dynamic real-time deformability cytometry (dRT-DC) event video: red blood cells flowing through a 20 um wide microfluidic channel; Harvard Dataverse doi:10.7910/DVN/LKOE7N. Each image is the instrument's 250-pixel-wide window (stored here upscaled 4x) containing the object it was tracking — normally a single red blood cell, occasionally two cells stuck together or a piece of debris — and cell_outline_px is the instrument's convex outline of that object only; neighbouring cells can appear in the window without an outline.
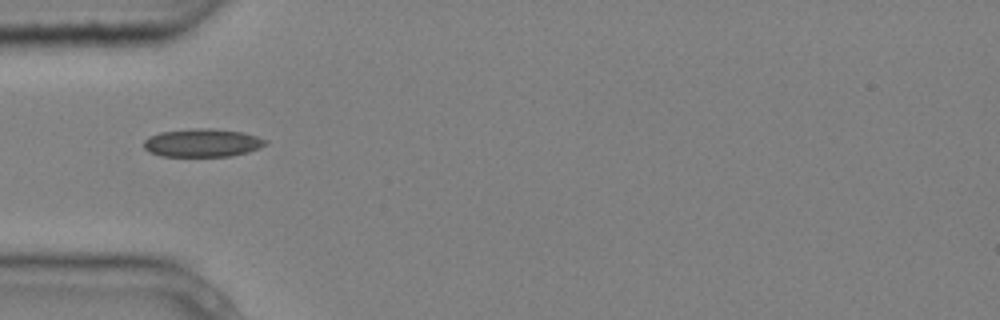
{"species": "common noctule bat (a hibernating species)", "species_latin": "Nyctalus noctula", "temperature_condition": "cold", "stored_images_in_passage": 6, "camera_frame_rate_fps": 3000, "um_per_image_px": 0.085, "animal": {"sex": "male", "body_mass_g": 20.4}, "frame": {"image": 1, "passage_image": 5, "time_ms": 1.333, "image_size_px": [1000, 320], "cell_outline_px": [[268, 144], [248, 152], [232, 156], [160, 156], [148, 152], [144, 148], [144, 140], [148, 136], [160, 132], [196, 128], [212, 128], [244, 132], [268, 140]], "centroid_in_image_um": [17.2, 12.14], "position_along_channel_um": 67.8, "area_um2": 20.17}}
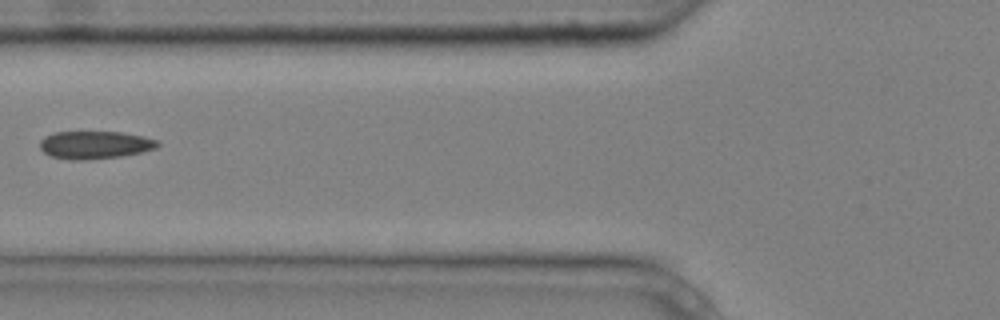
{"frame": {"image": 2, "passage_image": 6, "time_ms": 1.667, "image_size_px": [1000, 320], "cell_outline_px": [[160, 144], [156, 148], [140, 152], [120, 156], [84, 160], [68, 160], [52, 156], [44, 152], [40, 148], [40, 140], [44, 136], [56, 132], [124, 132], [156, 140]], "centroid_in_image_um": [8.03, 12.31], "position_along_channel_um": 117.8, "area_um2": 18.9}}